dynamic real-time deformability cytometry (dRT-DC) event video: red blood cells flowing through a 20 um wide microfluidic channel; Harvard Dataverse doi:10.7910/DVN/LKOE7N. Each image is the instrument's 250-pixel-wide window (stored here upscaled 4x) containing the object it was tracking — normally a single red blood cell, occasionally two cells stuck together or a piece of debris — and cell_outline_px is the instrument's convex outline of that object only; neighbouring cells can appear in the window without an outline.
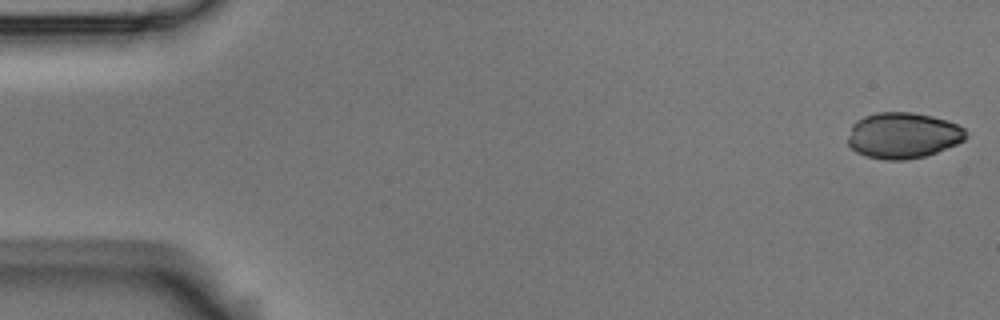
{"species": "Egyptian fruit bat (a non-hibernating species)", "species_latin": "Rousettus aegyptiacus", "temperature_condition": "room temperature", "stored_images_in_passage": 53, "camera_frame_rate_fps": 3000, "um_per_image_px": 0.085, "animal": {"sex": "male"}, "frame": {"image": 1, "passage_image": 1, "time_ms": 0.0, "image_size_px": [1000, 320], "cell_outline_px": [[968, 136], [964, 140], [956, 144], [936, 152], [924, 156], [908, 160], [888, 160], [864, 156], [856, 152], [848, 144], [848, 136], [852, 124], [856, 120], [864, 116], [876, 112], [912, 112], [932, 116], [948, 120], [964, 128]], "centroid_in_image_um": [76.74, 11.51], "position_along_channel_um": 8.3, "area_um2": 31.79}}
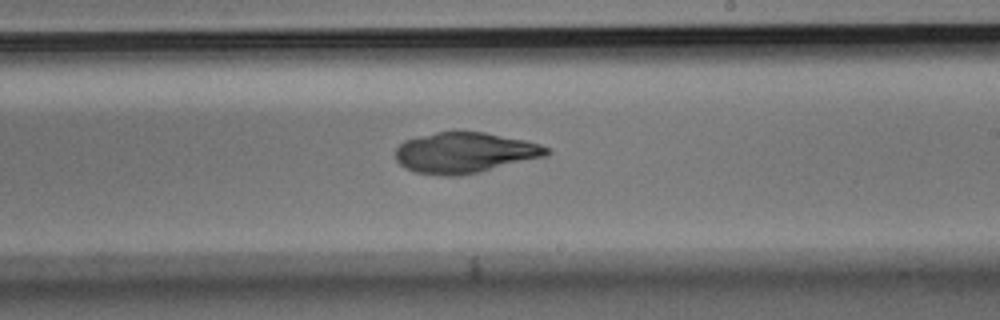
{"frame": {"image": 2, "passage_image": 31, "time_ms": 10.0, "image_size_px": [1000, 320], "cell_outline_px": [[552, 152], [544, 156], [480, 172], [460, 176], [444, 176], [416, 172], [404, 168], [396, 160], [396, 148], [404, 140], [436, 132], [484, 132], [524, 140], [540, 144], [552, 148]], "centroid_in_image_um": [39.5, 12.99], "position_along_channel_um": 249.5, "area_um2": 35.72}}
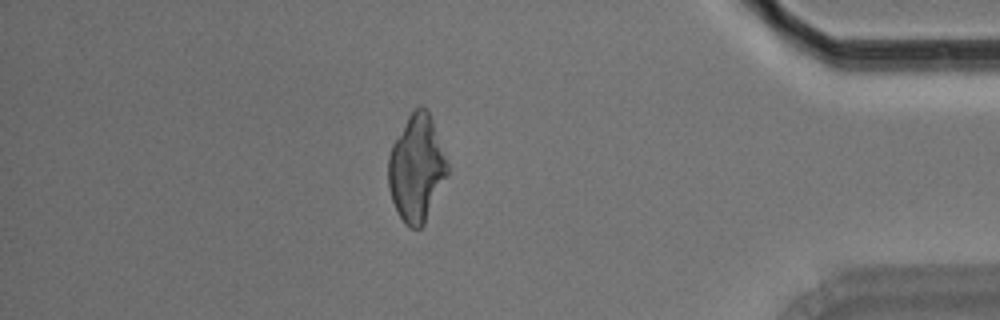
{"frame": {"image": 3, "passage_image": 46, "time_ms": 15.0, "image_size_px": [1000, 320], "cell_outline_px": [[448, 172], [424, 224], [420, 228], [412, 228], [404, 224], [392, 200], [388, 188], [388, 156], [392, 144], [408, 116], [420, 104], [428, 112], [432, 120], [448, 164]], "centroid_in_image_um": [35.38, 14.31], "position_along_channel_um": 399.8, "area_um2": 36.18}}